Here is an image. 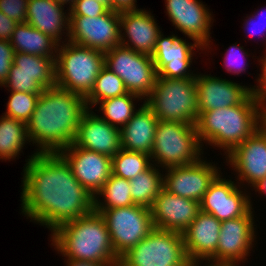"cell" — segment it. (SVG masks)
<instances>
[{"label":"cell","instance_id":"1","mask_svg":"<svg viewBox=\"0 0 266 266\" xmlns=\"http://www.w3.org/2000/svg\"><path fill=\"white\" fill-rule=\"evenodd\" d=\"M26 162L20 201L27 219L53 232L94 210V197L59 153L35 152Z\"/></svg>","mask_w":266,"mask_h":266},{"label":"cell","instance_id":"2","mask_svg":"<svg viewBox=\"0 0 266 266\" xmlns=\"http://www.w3.org/2000/svg\"><path fill=\"white\" fill-rule=\"evenodd\" d=\"M88 110L83 96L60 87L45 89L26 123L37 153H59L73 143L83 114Z\"/></svg>","mask_w":266,"mask_h":266},{"label":"cell","instance_id":"3","mask_svg":"<svg viewBox=\"0 0 266 266\" xmlns=\"http://www.w3.org/2000/svg\"><path fill=\"white\" fill-rule=\"evenodd\" d=\"M50 237L54 249L67 259L119 265L106 222L95 210L59 226Z\"/></svg>","mask_w":266,"mask_h":266},{"label":"cell","instance_id":"4","mask_svg":"<svg viewBox=\"0 0 266 266\" xmlns=\"http://www.w3.org/2000/svg\"><path fill=\"white\" fill-rule=\"evenodd\" d=\"M195 128L201 145L208 142L228 155L259 128V102L250 94L239 105L198 112Z\"/></svg>","mask_w":266,"mask_h":266},{"label":"cell","instance_id":"5","mask_svg":"<svg viewBox=\"0 0 266 266\" xmlns=\"http://www.w3.org/2000/svg\"><path fill=\"white\" fill-rule=\"evenodd\" d=\"M58 45L56 86L86 98L105 66L103 52L70 41Z\"/></svg>","mask_w":266,"mask_h":266},{"label":"cell","instance_id":"6","mask_svg":"<svg viewBox=\"0 0 266 266\" xmlns=\"http://www.w3.org/2000/svg\"><path fill=\"white\" fill-rule=\"evenodd\" d=\"M144 103L158 120L195 125L198 118L195 78L157 77L153 90Z\"/></svg>","mask_w":266,"mask_h":266},{"label":"cell","instance_id":"7","mask_svg":"<svg viewBox=\"0 0 266 266\" xmlns=\"http://www.w3.org/2000/svg\"><path fill=\"white\" fill-rule=\"evenodd\" d=\"M201 150L195 125L158 120L150 155L155 166L167 169L193 164L201 159Z\"/></svg>","mask_w":266,"mask_h":266},{"label":"cell","instance_id":"8","mask_svg":"<svg viewBox=\"0 0 266 266\" xmlns=\"http://www.w3.org/2000/svg\"><path fill=\"white\" fill-rule=\"evenodd\" d=\"M186 257L183 233L154 228L120 257L118 266H171Z\"/></svg>","mask_w":266,"mask_h":266},{"label":"cell","instance_id":"9","mask_svg":"<svg viewBox=\"0 0 266 266\" xmlns=\"http://www.w3.org/2000/svg\"><path fill=\"white\" fill-rule=\"evenodd\" d=\"M94 210L104 218L114 252L119 258L154 229L151 210L144 206Z\"/></svg>","mask_w":266,"mask_h":266},{"label":"cell","instance_id":"10","mask_svg":"<svg viewBox=\"0 0 266 266\" xmlns=\"http://www.w3.org/2000/svg\"><path fill=\"white\" fill-rule=\"evenodd\" d=\"M105 66L120 77L128 91L146 99L157 79L152 56L137 53L122 45L104 53Z\"/></svg>","mask_w":266,"mask_h":266},{"label":"cell","instance_id":"11","mask_svg":"<svg viewBox=\"0 0 266 266\" xmlns=\"http://www.w3.org/2000/svg\"><path fill=\"white\" fill-rule=\"evenodd\" d=\"M253 209L251 207L238 218L222 221L216 253L208 260V264L239 266L241 261L247 260L256 242Z\"/></svg>","mask_w":266,"mask_h":266},{"label":"cell","instance_id":"12","mask_svg":"<svg viewBox=\"0 0 266 266\" xmlns=\"http://www.w3.org/2000/svg\"><path fill=\"white\" fill-rule=\"evenodd\" d=\"M66 40L105 53L120 45V13L109 9L97 17L70 16Z\"/></svg>","mask_w":266,"mask_h":266},{"label":"cell","instance_id":"13","mask_svg":"<svg viewBox=\"0 0 266 266\" xmlns=\"http://www.w3.org/2000/svg\"><path fill=\"white\" fill-rule=\"evenodd\" d=\"M195 48L205 50L196 41L192 44L175 34L165 37L161 32L152 55L157 77L168 79L196 78L197 74H193V71L191 72L189 69Z\"/></svg>","mask_w":266,"mask_h":266},{"label":"cell","instance_id":"14","mask_svg":"<svg viewBox=\"0 0 266 266\" xmlns=\"http://www.w3.org/2000/svg\"><path fill=\"white\" fill-rule=\"evenodd\" d=\"M218 169L202 158L193 164L167 168L163 174L164 189L200 203L209 185L221 173Z\"/></svg>","mask_w":266,"mask_h":266},{"label":"cell","instance_id":"15","mask_svg":"<svg viewBox=\"0 0 266 266\" xmlns=\"http://www.w3.org/2000/svg\"><path fill=\"white\" fill-rule=\"evenodd\" d=\"M166 14L175 29L204 49L211 47L212 13L200 0H165Z\"/></svg>","mask_w":266,"mask_h":266},{"label":"cell","instance_id":"16","mask_svg":"<svg viewBox=\"0 0 266 266\" xmlns=\"http://www.w3.org/2000/svg\"><path fill=\"white\" fill-rule=\"evenodd\" d=\"M240 187L219 174L204 194L200 210L221 222L243 216L253 205L249 193L241 191Z\"/></svg>","mask_w":266,"mask_h":266},{"label":"cell","instance_id":"17","mask_svg":"<svg viewBox=\"0 0 266 266\" xmlns=\"http://www.w3.org/2000/svg\"><path fill=\"white\" fill-rule=\"evenodd\" d=\"M59 154L70 165L75 178L93 197L112 174V158L105 154L73 144L62 149Z\"/></svg>","mask_w":266,"mask_h":266},{"label":"cell","instance_id":"18","mask_svg":"<svg viewBox=\"0 0 266 266\" xmlns=\"http://www.w3.org/2000/svg\"><path fill=\"white\" fill-rule=\"evenodd\" d=\"M226 162L237 172V184L248 183L254 187L266 179V133L258 128L243 143L236 146L228 155ZM246 181V182H244Z\"/></svg>","mask_w":266,"mask_h":266},{"label":"cell","instance_id":"19","mask_svg":"<svg viewBox=\"0 0 266 266\" xmlns=\"http://www.w3.org/2000/svg\"><path fill=\"white\" fill-rule=\"evenodd\" d=\"M150 210L154 228L184 233L197 217L200 203L177 196L163 188Z\"/></svg>","mask_w":266,"mask_h":266},{"label":"cell","instance_id":"20","mask_svg":"<svg viewBox=\"0 0 266 266\" xmlns=\"http://www.w3.org/2000/svg\"><path fill=\"white\" fill-rule=\"evenodd\" d=\"M92 110L88 109L83 114L72 144L112 158L122 149L120 128L109 124Z\"/></svg>","mask_w":266,"mask_h":266},{"label":"cell","instance_id":"21","mask_svg":"<svg viewBox=\"0 0 266 266\" xmlns=\"http://www.w3.org/2000/svg\"><path fill=\"white\" fill-rule=\"evenodd\" d=\"M195 83L198 112L239 105L251 94V87L210 74H197Z\"/></svg>","mask_w":266,"mask_h":266},{"label":"cell","instance_id":"22","mask_svg":"<svg viewBox=\"0 0 266 266\" xmlns=\"http://www.w3.org/2000/svg\"><path fill=\"white\" fill-rule=\"evenodd\" d=\"M159 27L154 16L145 9L121 12L120 45L137 53L152 56L161 33Z\"/></svg>","mask_w":266,"mask_h":266},{"label":"cell","instance_id":"23","mask_svg":"<svg viewBox=\"0 0 266 266\" xmlns=\"http://www.w3.org/2000/svg\"><path fill=\"white\" fill-rule=\"evenodd\" d=\"M221 223L213 215L200 210L183 233L186 255L207 262L216 253Z\"/></svg>","mask_w":266,"mask_h":266},{"label":"cell","instance_id":"24","mask_svg":"<svg viewBox=\"0 0 266 266\" xmlns=\"http://www.w3.org/2000/svg\"><path fill=\"white\" fill-rule=\"evenodd\" d=\"M63 10L54 0H28L27 23L61 44L62 33L67 32L65 37L69 36L70 23L69 12Z\"/></svg>","mask_w":266,"mask_h":266},{"label":"cell","instance_id":"25","mask_svg":"<svg viewBox=\"0 0 266 266\" xmlns=\"http://www.w3.org/2000/svg\"><path fill=\"white\" fill-rule=\"evenodd\" d=\"M157 123V117L143 102L131 119L120 129L122 148L151 155Z\"/></svg>","mask_w":266,"mask_h":266},{"label":"cell","instance_id":"26","mask_svg":"<svg viewBox=\"0 0 266 266\" xmlns=\"http://www.w3.org/2000/svg\"><path fill=\"white\" fill-rule=\"evenodd\" d=\"M14 52L57 58L58 43L26 23H18L9 40Z\"/></svg>","mask_w":266,"mask_h":266},{"label":"cell","instance_id":"27","mask_svg":"<svg viewBox=\"0 0 266 266\" xmlns=\"http://www.w3.org/2000/svg\"><path fill=\"white\" fill-rule=\"evenodd\" d=\"M39 74V84L44 88L56 86V58L14 53L13 64L9 74Z\"/></svg>","mask_w":266,"mask_h":266},{"label":"cell","instance_id":"28","mask_svg":"<svg viewBox=\"0 0 266 266\" xmlns=\"http://www.w3.org/2000/svg\"><path fill=\"white\" fill-rule=\"evenodd\" d=\"M27 141L30 143L24 121L5 115L0 118V160L16 159Z\"/></svg>","mask_w":266,"mask_h":266},{"label":"cell","instance_id":"29","mask_svg":"<svg viewBox=\"0 0 266 266\" xmlns=\"http://www.w3.org/2000/svg\"><path fill=\"white\" fill-rule=\"evenodd\" d=\"M157 168V169H156ZM153 164L130 181L132 200L135 205L151 208L155 198L163 190V174Z\"/></svg>","mask_w":266,"mask_h":266},{"label":"cell","instance_id":"30","mask_svg":"<svg viewBox=\"0 0 266 266\" xmlns=\"http://www.w3.org/2000/svg\"><path fill=\"white\" fill-rule=\"evenodd\" d=\"M101 196L104 199H99ZM131 205L135 204L131 196L130 181L114 174L110 175L94 197V209L121 208Z\"/></svg>","mask_w":266,"mask_h":266},{"label":"cell","instance_id":"31","mask_svg":"<svg viewBox=\"0 0 266 266\" xmlns=\"http://www.w3.org/2000/svg\"><path fill=\"white\" fill-rule=\"evenodd\" d=\"M136 99H138V101L139 99L143 100L140 96L133 93L103 100L99 102V110H101L100 112H102L104 116L100 115L99 117L121 129L131 119L136 112L135 110H138L135 109V104L133 102Z\"/></svg>","mask_w":266,"mask_h":266},{"label":"cell","instance_id":"32","mask_svg":"<svg viewBox=\"0 0 266 266\" xmlns=\"http://www.w3.org/2000/svg\"><path fill=\"white\" fill-rule=\"evenodd\" d=\"M123 80L113 71L104 66L96 78L95 85L85 98L88 109L97 106L99 102L127 94Z\"/></svg>","mask_w":266,"mask_h":266},{"label":"cell","instance_id":"33","mask_svg":"<svg viewBox=\"0 0 266 266\" xmlns=\"http://www.w3.org/2000/svg\"><path fill=\"white\" fill-rule=\"evenodd\" d=\"M151 156L142 152L129 151L121 149L112 157V174L131 180L139 173L149 169Z\"/></svg>","mask_w":266,"mask_h":266},{"label":"cell","instance_id":"34","mask_svg":"<svg viewBox=\"0 0 266 266\" xmlns=\"http://www.w3.org/2000/svg\"><path fill=\"white\" fill-rule=\"evenodd\" d=\"M40 93L11 91L5 116L27 123L35 110Z\"/></svg>","mask_w":266,"mask_h":266},{"label":"cell","instance_id":"35","mask_svg":"<svg viewBox=\"0 0 266 266\" xmlns=\"http://www.w3.org/2000/svg\"><path fill=\"white\" fill-rule=\"evenodd\" d=\"M8 91L42 93L45 89L39 84V74L15 73L9 74L2 85Z\"/></svg>","mask_w":266,"mask_h":266},{"label":"cell","instance_id":"36","mask_svg":"<svg viewBox=\"0 0 266 266\" xmlns=\"http://www.w3.org/2000/svg\"><path fill=\"white\" fill-rule=\"evenodd\" d=\"M226 51L224 57V67L226 71L236 75L246 72L245 66L249 64L245 63V57H249V54L244 50L243 46L241 47L235 43V46L234 44L231 45Z\"/></svg>","mask_w":266,"mask_h":266},{"label":"cell","instance_id":"37","mask_svg":"<svg viewBox=\"0 0 266 266\" xmlns=\"http://www.w3.org/2000/svg\"><path fill=\"white\" fill-rule=\"evenodd\" d=\"M109 9L96 0H76L69 10L70 16L97 17L105 14Z\"/></svg>","mask_w":266,"mask_h":266},{"label":"cell","instance_id":"38","mask_svg":"<svg viewBox=\"0 0 266 266\" xmlns=\"http://www.w3.org/2000/svg\"><path fill=\"white\" fill-rule=\"evenodd\" d=\"M27 5L28 0H0V11L17 23H26Z\"/></svg>","mask_w":266,"mask_h":266},{"label":"cell","instance_id":"39","mask_svg":"<svg viewBox=\"0 0 266 266\" xmlns=\"http://www.w3.org/2000/svg\"><path fill=\"white\" fill-rule=\"evenodd\" d=\"M14 48L9 40L0 39V86H2L9 75L14 60Z\"/></svg>","mask_w":266,"mask_h":266},{"label":"cell","instance_id":"40","mask_svg":"<svg viewBox=\"0 0 266 266\" xmlns=\"http://www.w3.org/2000/svg\"><path fill=\"white\" fill-rule=\"evenodd\" d=\"M266 54V53H264ZM259 62H261V73L259 74V78H257V87L254 85V87H251V94L257 99H261L263 97H266V55L261 56Z\"/></svg>","mask_w":266,"mask_h":266},{"label":"cell","instance_id":"41","mask_svg":"<svg viewBox=\"0 0 266 266\" xmlns=\"http://www.w3.org/2000/svg\"><path fill=\"white\" fill-rule=\"evenodd\" d=\"M18 23L0 11V39L10 40Z\"/></svg>","mask_w":266,"mask_h":266},{"label":"cell","instance_id":"42","mask_svg":"<svg viewBox=\"0 0 266 266\" xmlns=\"http://www.w3.org/2000/svg\"><path fill=\"white\" fill-rule=\"evenodd\" d=\"M136 0H110V9L114 12L136 11Z\"/></svg>","mask_w":266,"mask_h":266},{"label":"cell","instance_id":"43","mask_svg":"<svg viewBox=\"0 0 266 266\" xmlns=\"http://www.w3.org/2000/svg\"><path fill=\"white\" fill-rule=\"evenodd\" d=\"M246 18H248V19L245 20L246 23H244V24H245V27H246V29L248 31L247 32L248 35L250 37L256 36L255 35L256 33H257V35L259 34V36H262V35L264 36L265 35L263 40H266V34H262V27L260 26L261 24H260L259 20L257 19V21H256V19H255V17L253 15L247 16ZM248 27H250V28L253 27V30L250 31V28L248 29Z\"/></svg>","mask_w":266,"mask_h":266},{"label":"cell","instance_id":"44","mask_svg":"<svg viewBox=\"0 0 266 266\" xmlns=\"http://www.w3.org/2000/svg\"><path fill=\"white\" fill-rule=\"evenodd\" d=\"M259 102V128L266 133V97L258 100Z\"/></svg>","mask_w":266,"mask_h":266},{"label":"cell","instance_id":"45","mask_svg":"<svg viewBox=\"0 0 266 266\" xmlns=\"http://www.w3.org/2000/svg\"><path fill=\"white\" fill-rule=\"evenodd\" d=\"M66 266H109L107 263H98L91 261H83V260H73V259H65Z\"/></svg>","mask_w":266,"mask_h":266},{"label":"cell","instance_id":"46","mask_svg":"<svg viewBox=\"0 0 266 266\" xmlns=\"http://www.w3.org/2000/svg\"><path fill=\"white\" fill-rule=\"evenodd\" d=\"M264 11L266 12V9L265 10L262 9V11H261L262 13L259 12V11H256L257 14H252L255 17V19H258L259 22H260V24L263 25V27H262V34H266V21H265L266 20V17H265V14H264L265 12ZM262 17H264V19H262Z\"/></svg>","mask_w":266,"mask_h":266},{"label":"cell","instance_id":"47","mask_svg":"<svg viewBox=\"0 0 266 266\" xmlns=\"http://www.w3.org/2000/svg\"><path fill=\"white\" fill-rule=\"evenodd\" d=\"M200 263H202V262L191 259L187 256L182 262H180L176 265H171V266H199Z\"/></svg>","mask_w":266,"mask_h":266},{"label":"cell","instance_id":"48","mask_svg":"<svg viewBox=\"0 0 266 266\" xmlns=\"http://www.w3.org/2000/svg\"><path fill=\"white\" fill-rule=\"evenodd\" d=\"M255 192L266 194V179L260 181L257 185L253 188Z\"/></svg>","mask_w":266,"mask_h":266},{"label":"cell","instance_id":"49","mask_svg":"<svg viewBox=\"0 0 266 266\" xmlns=\"http://www.w3.org/2000/svg\"><path fill=\"white\" fill-rule=\"evenodd\" d=\"M55 2H57L59 5L64 6L65 4L67 5V3L69 4V9L68 11L74 6V3L76 0H54Z\"/></svg>","mask_w":266,"mask_h":266},{"label":"cell","instance_id":"50","mask_svg":"<svg viewBox=\"0 0 266 266\" xmlns=\"http://www.w3.org/2000/svg\"><path fill=\"white\" fill-rule=\"evenodd\" d=\"M100 3H103L108 9H110V0H96Z\"/></svg>","mask_w":266,"mask_h":266},{"label":"cell","instance_id":"51","mask_svg":"<svg viewBox=\"0 0 266 266\" xmlns=\"http://www.w3.org/2000/svg\"><path fill=\"white\" fill-rule=\"evenodd\" d=\"M201 266V265H200ZM204 266V265H203ZM205 266H223V265H207V264H205Z\"/></svg>","mask_w":266,"mask_h":266}]
</instances>
